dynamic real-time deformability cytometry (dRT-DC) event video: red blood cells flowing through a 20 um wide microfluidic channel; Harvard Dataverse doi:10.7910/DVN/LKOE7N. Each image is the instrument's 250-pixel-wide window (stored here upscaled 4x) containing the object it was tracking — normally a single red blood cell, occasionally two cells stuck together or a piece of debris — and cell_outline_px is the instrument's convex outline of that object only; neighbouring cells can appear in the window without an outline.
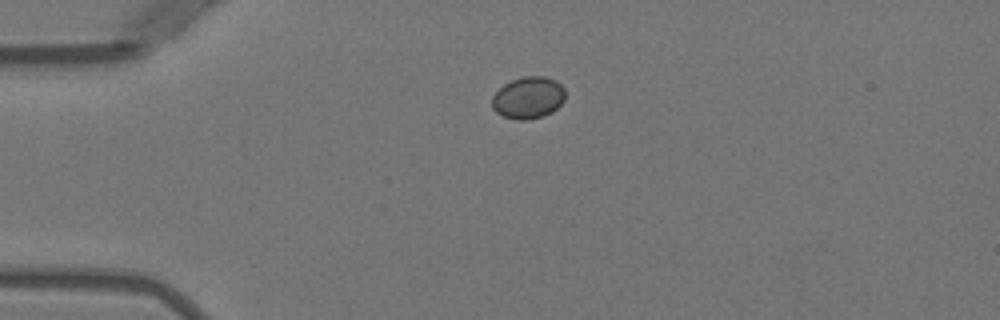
{"species": "Egyptian fruit bat (a non-hibernating species)", "species_latin": "Rousettus aegyptiacus", "temperature_condition": "warm", "stored_images_in_passage": 3, "camera_frame_rate_fps": 3000, "um_per_image_px": 0.085, "animal": {"sex": "female"}, "frame": {"image": 1, "passage_image": 1, "time_ms": 0.0, "image_size_px": [1000, 320], "cell_outline_px": [[564, 100], [552, 112], [528, 120], [516, 120], [504, 116], [496, 112], [492, 108], [492, 96], [504, 84], [512, 80], [524, 76], [548, 76], [556, 80], [564, 88]], "centroid_in_image_um": [44.9, 8.29], "position_along_channel_um": 40.1, "area_um2": 17.86}}
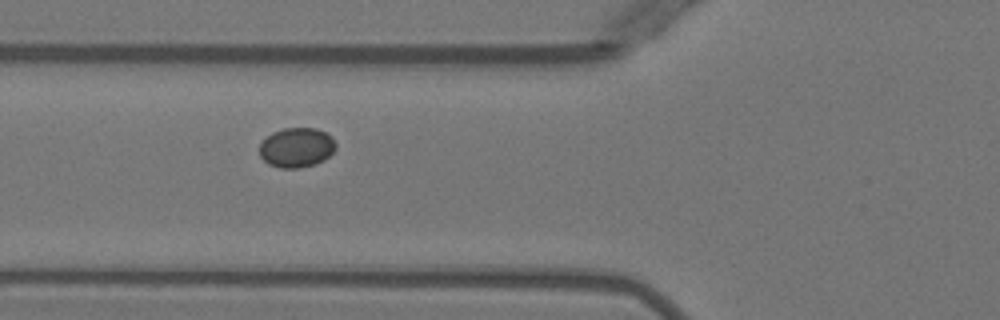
{"frame": {"image": 2, "passage_image": 3, "time_ms": 2.333, "image_size_px": [1000, 320], "cell_outline_px": [[336, 148], [324, 160], [316, 164], [300, 168], [280, 168], [268, 164], [260, 156], [260, 140], [272, 132], [284, 128], [316, 128], [332, 136], [336, 144]], "centroid_in_image_um": [25.19, 12.54], "position_along_channel_um": 100.6, "area_um2": 17.86}}